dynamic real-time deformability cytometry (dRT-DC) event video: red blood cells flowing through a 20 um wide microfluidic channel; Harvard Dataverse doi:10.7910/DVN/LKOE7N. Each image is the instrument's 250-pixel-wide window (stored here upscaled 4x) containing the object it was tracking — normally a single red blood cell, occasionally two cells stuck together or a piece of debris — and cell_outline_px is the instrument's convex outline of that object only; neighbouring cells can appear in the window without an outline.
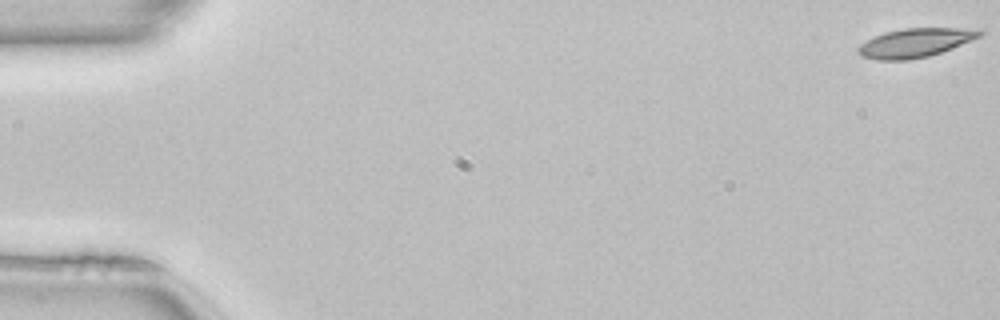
{"species": "common noctule bat (a hibernating species)", "species_latin": "Nyctalus noctula", "temperature_condition": "room temperature", "stored_images_in_passage": 51, "camera_frame_rate_fps": 3000, "um_per_image_px": 0.085, "animal": {"sex": "female", "body_mass_g": 22.7, "forearm_length_mm": 54.2}, "frame": {"image": 1, "passage_image": 1, "time_ms": 0.0, "image_size_px": [1000, 320], "cell_outline_px": [[984, 32], [980, 36], [952, 48], [928, 56], [908, 60], [876, 60], [860, 56], [856, 52], [856, 48], [860, 44], [884, 32], [904, 28], [984, 28]], "centroid_in_image_um": [77.79, 3.63], "position_along_channel_um": 7.2, "area_um2": 20.58}}
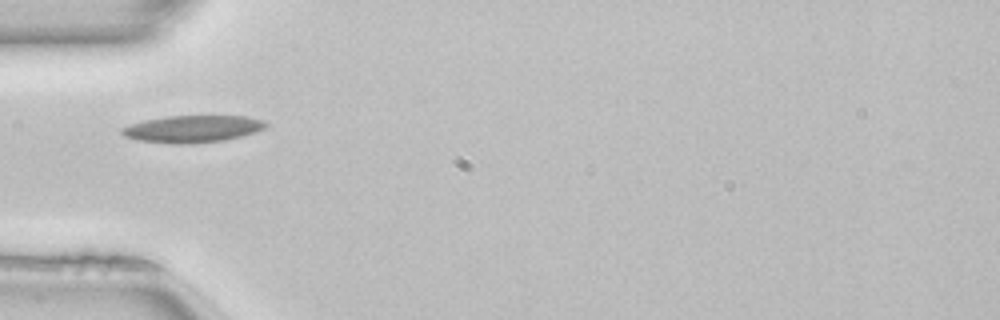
{"frame": {"image": 2, "passage_image": 17, "time_ms": 5.333, "image_size_px": [1000, 320], "cell_outline_px": [[268, 124], [264, 128], [256, 132], [224, 140], [192, 144], [172, 144], [140, 140], [124, 136], [120, 132], [120, 128], [144, 120], [168, 116], [248, 116], [264, 120]], "centroid_in_image_um": [16.38, 10.96], "position_along_channel_um": 68.6, "area_um2": 22.72}}
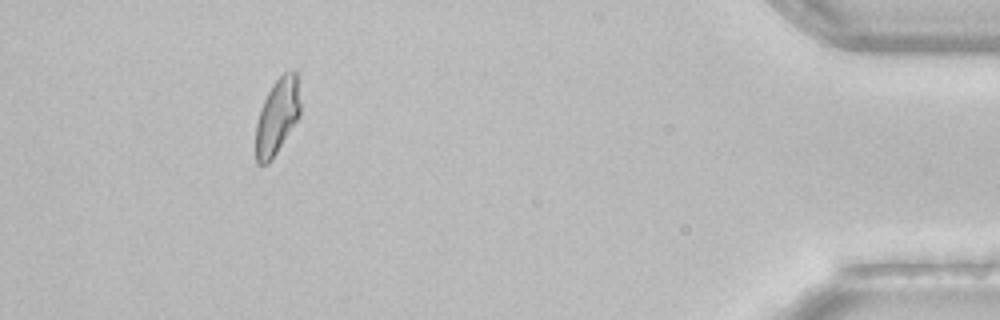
{"frame": {"image": 3, "passage_image": 47, "time_ms": 15.333, "image_size_px": [1000, 320], "cell_outline_px": [[300, 116], [272, 160], [268, 164], [256, 164], [256, 124], [260, 108], [272, 84], [284, 72], [292, 68], [296, 68], [300, 104]], "centroid_in_image_um": [23.57, 9.88], "position_along_channel_um": 411.6, "area_um2": 19.88}, "authors_computed_cell_mechanics": {"area_um2": 20.5768, "velocity_mm_per_s": 4.0416, "shape_relaxation_time_tau1_ms": 4.1891, "shape_relaxation_time_tau2_ms": 8.5559, "deformation_change_tau1": 0.1488, "deformation_change_tau2": 0.1762}}